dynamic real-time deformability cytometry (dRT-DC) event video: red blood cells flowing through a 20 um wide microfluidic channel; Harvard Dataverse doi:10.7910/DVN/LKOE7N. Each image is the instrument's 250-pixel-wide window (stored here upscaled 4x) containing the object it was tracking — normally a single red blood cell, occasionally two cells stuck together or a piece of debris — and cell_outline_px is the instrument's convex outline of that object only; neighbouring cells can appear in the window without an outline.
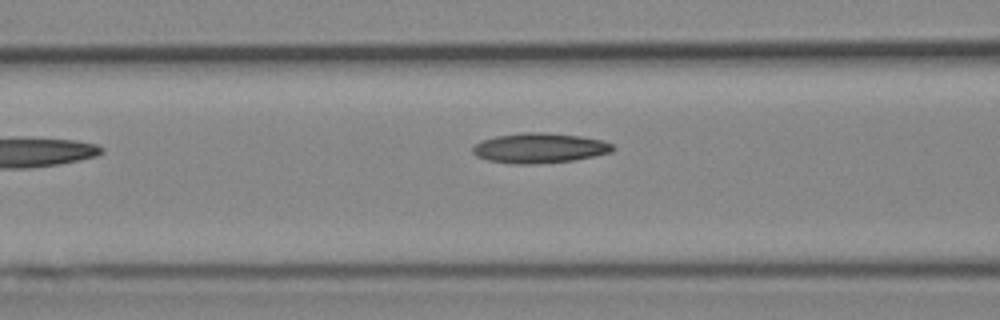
{"species": "Egyptian fruit bat (a non-hibernating species)", "species_latin": "Rousettus aegyptiacus", "temperature_condition": "cold", "stored_images_in_passage": 6, "camera_frame_rate_fps": 3000, "um_per_image_px": 0.085, "animal": {"sex": "female"}, "frame": {"image": 1, "passage_image": 5, "time_ms": 4.667, "image_size_px": [1000, 320], "cell_outline_px": [[616, 148], [612, 152], [572, 160], [536, 164], [512, 164], [488, 160], [476, 156], [472, 152], [472, 148], [476, 144], [484, 140], [496, 136], [520, 132], [544, 132], [580, 136], [604, 140], [612, 144]], "centroid_in_image_um": [45.87, 12.58], "position_along_channel_um": 120.7, "area_um2": 24.51}}
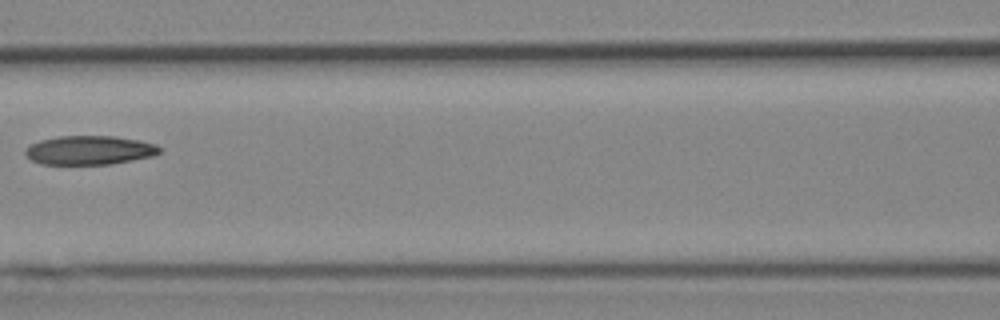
{"frame": {"image": 2, "passage_image": 6, "time_ms": 5.667, "image_size_px": [1000, 320], "cell_outline_px": [[160, 152], [152, 156], [112, 164], [40, 164], [32, 160], [24, 152], [28, 144], [40, 140], [60, 136], [116, 136], [140, 140], [156, 144], [160, 148]], "centroid_in_image_um": [7.59, 12.76], "position_along_channel_um": 159.0, "area_um2": 22.72}}